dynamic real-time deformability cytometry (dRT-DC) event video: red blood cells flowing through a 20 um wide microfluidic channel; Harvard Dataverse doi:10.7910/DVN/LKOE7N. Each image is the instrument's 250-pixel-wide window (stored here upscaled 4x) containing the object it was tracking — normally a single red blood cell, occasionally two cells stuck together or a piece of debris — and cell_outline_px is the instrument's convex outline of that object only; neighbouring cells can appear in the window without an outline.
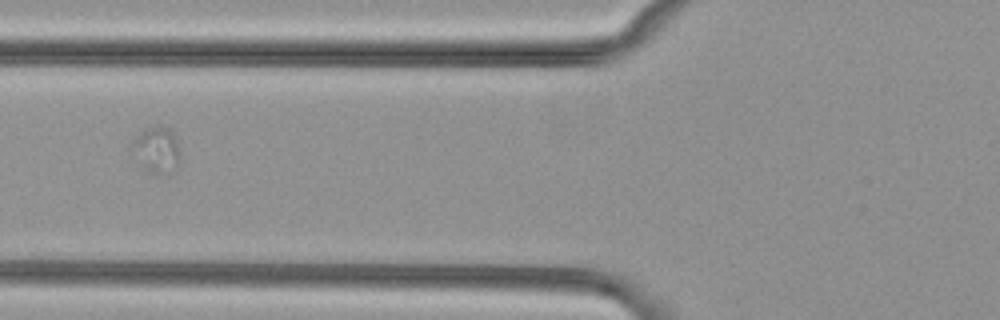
{"species": "common noctule bat (a hibernating species)", "species_latin": "Nyctalus noctula", "temperature_condition": "cold", "stored_images_in_passage": 6, "camera_frame_rate_fps": 3000, "um_per_image_px": 0.085, "animal": {"sex": "female", "body_mass_g": 29.2, "forearm_length_mm": 56.3}, "frame": {"image": 1, "passage_image": 2, "time_ms": 0.333, "image_size_px": [1000, 320], "cell_outline_px": [[180, 156], [176, 172], [168, 176], [160, 176], [144, 172], [132, 144], [136, 136], [144, 128], [160, 124], [164, 124], [172, 128], [180, 152]], "centroid_in_image_um": [13.39, 12.77], "position_along_channel_um": 112.4, "area_um2": 13.58}}